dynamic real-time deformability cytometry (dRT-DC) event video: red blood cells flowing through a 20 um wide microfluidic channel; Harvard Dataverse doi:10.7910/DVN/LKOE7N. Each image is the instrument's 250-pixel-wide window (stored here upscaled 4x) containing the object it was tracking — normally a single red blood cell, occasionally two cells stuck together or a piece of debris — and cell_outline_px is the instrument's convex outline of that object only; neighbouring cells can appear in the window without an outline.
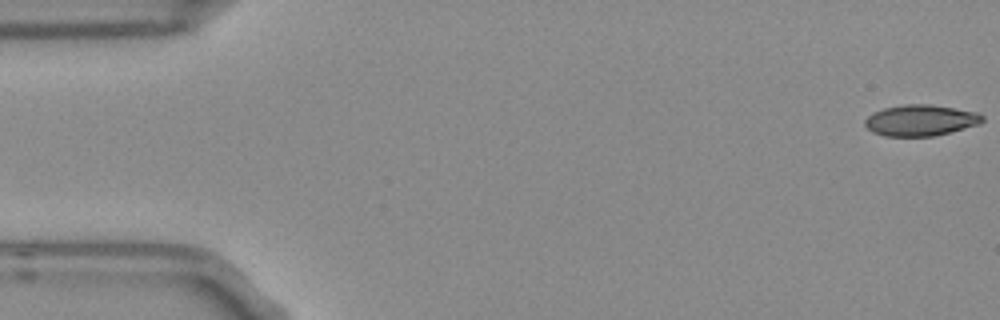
{"species": "Egyptian fruit bat (a non-hibernating species)", "species_latin": "Rousettus aegyptiacus", "temperature_condition": "room temperature", "stored_images_in_passage": 13, "camera_frame_rate_fps": 3000, "um_per_image_px": 0.085, "frame": {"image": 1, "passage_image": 1, "time_ms": 0.0, "image_size_px": [1000, 320], "cell_outline_px": [[984, 120], [980, 124], [936, 136], [884, 136], [872, 132], [864, 124], [864, 120], [872, 112], [884, 108], [904, 104], [928, 104], [976, 112], [984, 116]], "centroid_in_image_um": [78.23, 10.23], "position_along_channel_um": 6.8, "area_um2": 21.33}}